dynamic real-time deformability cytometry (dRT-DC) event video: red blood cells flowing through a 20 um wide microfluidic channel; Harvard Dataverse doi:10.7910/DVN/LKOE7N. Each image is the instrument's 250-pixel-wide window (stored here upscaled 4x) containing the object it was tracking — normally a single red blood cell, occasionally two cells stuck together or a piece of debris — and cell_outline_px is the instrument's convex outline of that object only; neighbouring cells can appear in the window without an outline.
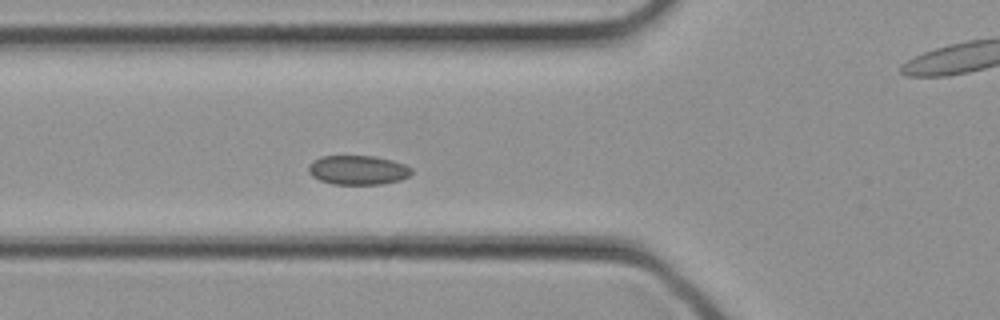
{"species": "common noctule bat (a hibernating species)", "species_latin": "Nyctalus noctula", "temperature_condition": "cold", "stored_images_in_passage": 31, "camera_frame_rate_fps": 3000, "um_per_image_px": 0.085, "animal": {"sex": "female", "body_mass_g": 21.9}, "frame": {"image": 1, "passage_image": 9, "time_ms": 2.667, "image_size_px": [1000, 320], "cell_outline_px": [[412, 172], [408, 176], [400, 180], [380, 184], [332, 184], [320, 180], [312, 176], [308, 172], [308, 168], [312, 160], [320, 156], [376, 156], [392, 160], [404, 164], [412, 168]], "centroid_in_image_um": [30.4, 14.44], "position_along_channel_um": 95.4, "area_um2": 17.63}}
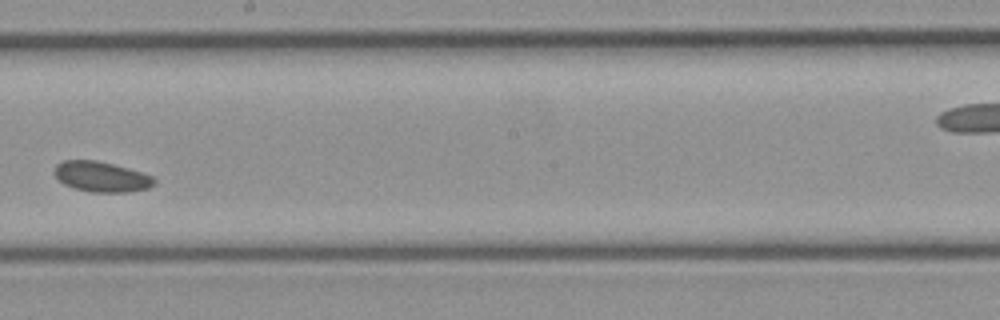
{"frame": {"image": 2, "passage_image": 16, "time_ms": 5.0, "image_size_px": [1000, 320], "cell_outline_px": [[156, 184], [148, 188], [128, 192], [92, 192], [72, 188], [64, 184], [56, 176], [56, 164], [64, 160], [96, 160], [128, 168], [152, 176], [156, 180]], "centroid_in_image_um": [8.64, 15.03], "position_along_channel_um": 239.6, "area_um2": 17.51}}
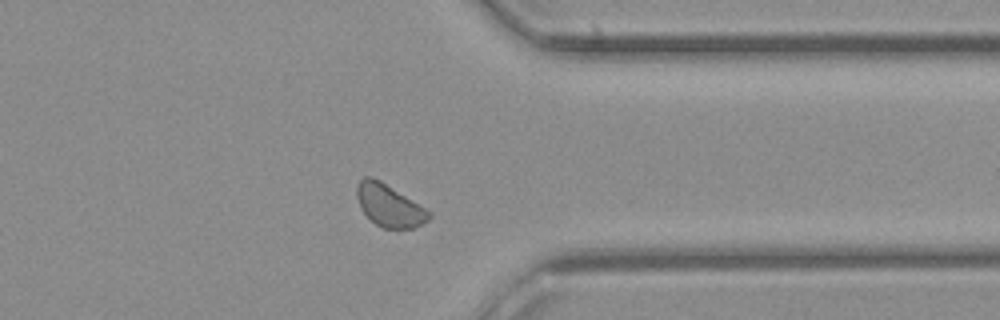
{"frame": {"image": 3, "passage_image": 23, "time_ms": 7.333, "image_size_px": [1000, 320], "cell_outline_px": [[432, 216], [428, 220], [412, 228], [384, 228], [376, 224], [360, 208], [356, 196], [356, 188], [360, 180], [364, 176], [372, 176], [380, 180], [432, 212]], "centroid_in_image_um": [33.07, 17.45], "position_along_channel_um": 378.3, "area_um2": 17.63}}